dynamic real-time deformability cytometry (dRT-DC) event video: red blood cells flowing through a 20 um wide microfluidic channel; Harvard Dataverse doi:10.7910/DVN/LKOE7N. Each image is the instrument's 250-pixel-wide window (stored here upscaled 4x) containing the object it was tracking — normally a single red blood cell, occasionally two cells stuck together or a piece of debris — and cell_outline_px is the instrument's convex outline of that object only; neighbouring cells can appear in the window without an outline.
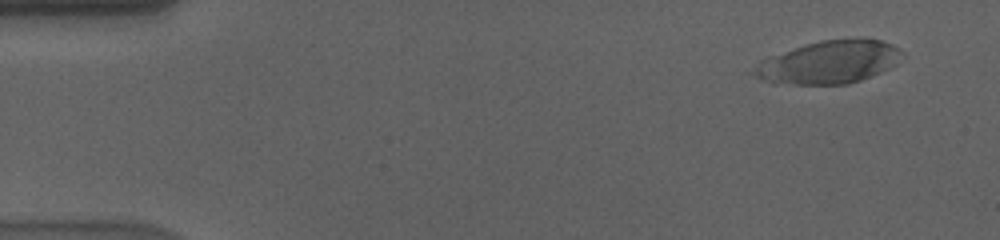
{"species": "human", "species_latin": "Homo sapiens", "temperature_condition": "cold", "stored_images_in_passage": 57, "camera_frame_rate_fps": 3000, "um_per_image_px": 0.085, "donor": {"sex": "male"}, "frame": {"image": 1, "passage_image": 4, "time_ms": 1.0, "image_size_px": [1000, 240], "cell_outline_px": [[904, 56], [896, 64], [880, 72], [860, 80], [848, 84], [772, 84], [748, 72], [760, 60], [768, 56], [820, 40], [880, 40], [892, 44], [900, 48], [904, 52]], "centroid_in_image_um": [70.42, 5.31], "position_along_channel_um": 14.6, "area_um2": 36.88}}
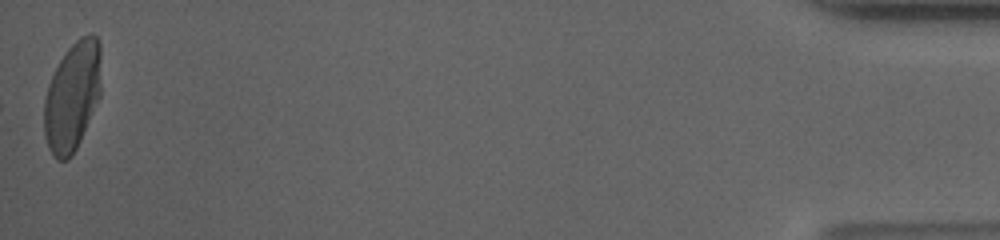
{"frame": {"image": 2, "passage_image": 57, "time_ms": 18.667, "image_size_px": [1000, 240], "cell_outline_px": [[100, 96], [80, 140], [72, 156], [68, 160], [56, 160], [52, 156], [48, 148], [44, 136], [44, 100], [48, 84], [60, 60], [68, 48], [76, 40], [92, 32], [96, 36], [100, 44]], "centroid_in_image_um": [6.13, 8.22], "position_along_channel_um": 429.1, "area_um2": 36.24}}